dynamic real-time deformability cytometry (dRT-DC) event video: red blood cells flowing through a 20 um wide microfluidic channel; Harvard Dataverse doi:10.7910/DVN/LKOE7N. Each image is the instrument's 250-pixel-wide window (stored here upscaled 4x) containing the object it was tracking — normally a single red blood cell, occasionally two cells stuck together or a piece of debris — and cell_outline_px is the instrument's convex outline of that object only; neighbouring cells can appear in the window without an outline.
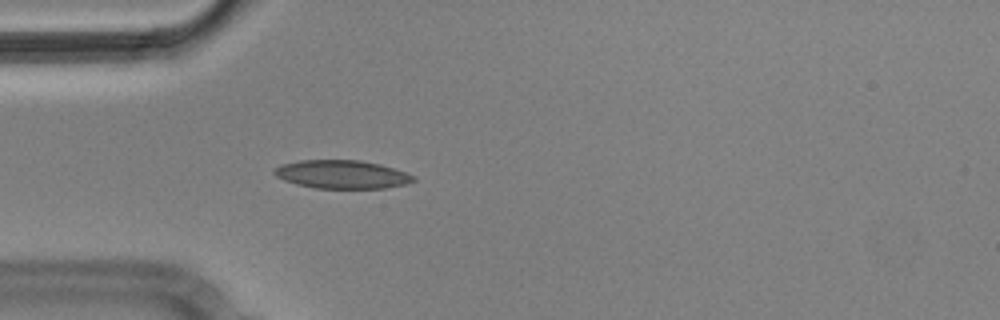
{"species": "Egyptian fruit bat (a non-hibernating species)", "species_latin": "Rousettus aegyptiacus", "temperature_condition": "cold", "stored_images_in_passage": 5, "camera_frame_rate_fps": 3000, "um_per_image_px": 0.085, "animal": {"sex": "male"}, "frame": {"image": 1, "passage_image": 5, "time_ms": 1.333, "image_size_px": [1000, 320], "cell_outline_px": [[416, 180], [404, 184], [384, 188], [316, 188], [296, 184], [284, 180], [276, 176], [272, 172], [280, 164], [300, 160], [360, 160], [380, 164], [416, 176]], "centroid_in_image_um": [29.04, 14.82], "position_along_channel_um": 56.0, "area_um2": 22.89}}